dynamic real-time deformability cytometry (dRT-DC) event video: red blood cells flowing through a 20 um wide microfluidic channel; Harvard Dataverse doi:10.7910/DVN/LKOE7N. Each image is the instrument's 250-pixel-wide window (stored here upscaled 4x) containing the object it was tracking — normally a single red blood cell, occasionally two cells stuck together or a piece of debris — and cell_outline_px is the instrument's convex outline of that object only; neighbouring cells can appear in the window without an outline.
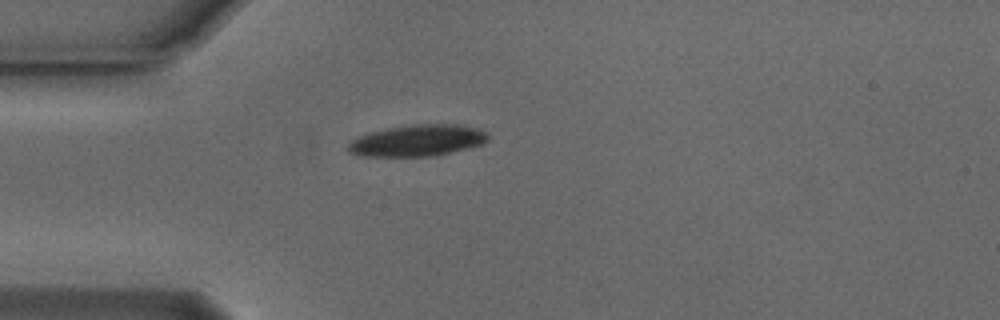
{"species": "Egyptian fruit bat (a non-hibernating species)", "species_latin": "Rousettus aegyptiacus", "temperature_condition": "cold", "stored_images_in_passage": 41, "camera_frame_rate_fps": 3000, "um_per_image_px": 0.085, "animal": {"sex": "male"}, "frame": {"image": 1, "passage_image": 1, "time_ms": 0.0, "image_size_px": [1000, 320], "cell_outline_px": [[488, 140], [484, 144], [452, 152], [432, 156], [360, 156], [348, 152], [344, 148], [356, 136], [368, 132], [408, 124], [460, 124], [476, 128], [488, 132]], "centroid_in_image_um": [35.46, 11.94], "position_along_channel_um": 49.5, "area_um2": 26.07}}
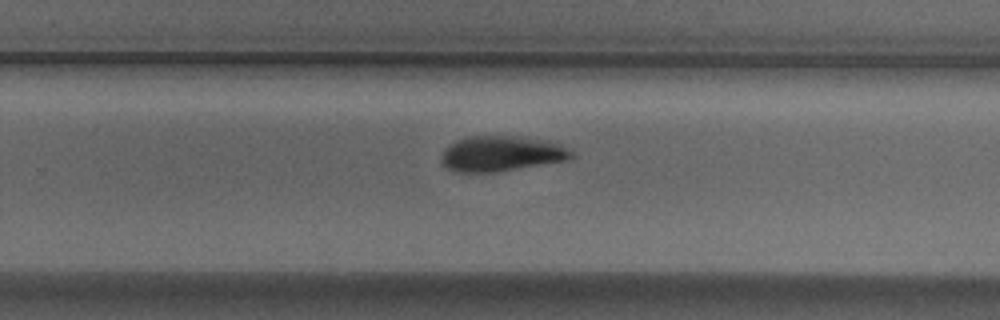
{"frame": {"image": 2, "passage_image": 21, "time_ms": 6.667, "image_size_px": [1000, 320], "cell_outline_px": [[576, 156], [572, 160], [496, 172], [456, 172], [448, 168], [440, 160], [444, 148], [448, 144], [456, 140], [468, 136], [512, 136], [548, 140], [560, 144], [572, 152]], "centroid_in_image_um": [42.64, 13.06], "position_along_channel_um": 287.2, "area_um2": 27.17}}
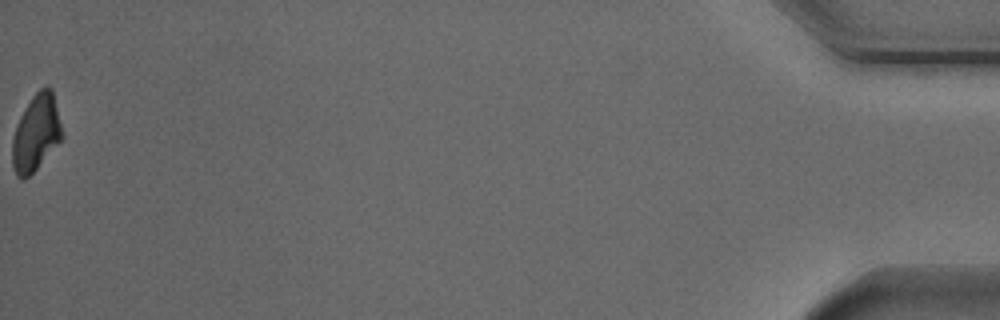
{"frame": {"image": 3, "passage_image": 41, "time_ms": 13.333, "image_size_px": [1000, 320], "cell_outline_px": [[64, 136], [36, 168], [24, 180], [16, 176], [12, 164], [12, 140], [20, 116], [32, 96], [40, 88], [48, 84], [52, 88]], "centroid_in_image_um": [3.07, 11.27], "position_along_channel_um": 432.1, "area_um2": 21.96}, "authors_computed_cell_mechanics": {"area_um2": 26.4724, "velocity_mm_per_s": 3.753, "shape_relaxation_time_tau1_ms": 2.1999, "shape_relaxation_time_tau2_ms": null, "deformation_change_tau1": 0.1143, "deformation_change_tau2": null}}